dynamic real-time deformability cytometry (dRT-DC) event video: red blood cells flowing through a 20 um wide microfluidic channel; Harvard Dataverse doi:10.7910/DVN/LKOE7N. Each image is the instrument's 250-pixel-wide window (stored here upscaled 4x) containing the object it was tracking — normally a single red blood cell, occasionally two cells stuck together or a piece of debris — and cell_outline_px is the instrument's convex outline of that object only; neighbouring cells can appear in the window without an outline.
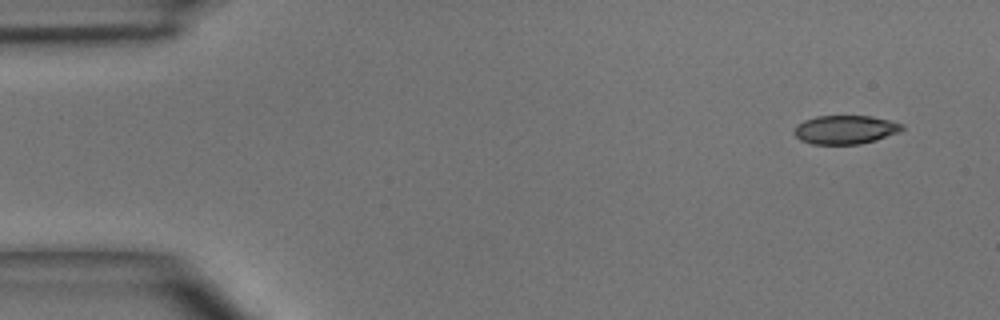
{"species": "common noctule bat (a hibernating species)", "species_latin": "Nyctalus noctula", "temperature_condition": "room temperature", "stored_images_in_passage": 4, "camera_frame_rate_fps": 3000, "um_per_image_px": 0.085, "animal": {"sex": "male", "body_mass_g": 15.6}, "frame": {"image": 1, "passage_image": 1, "time_ms": 0.0, "image_size_px": [1000, 320], "cell_outline_px": [[904, 128], [900, 132], [876, 140], [860, 144], [812, 144], [800, 140], [792, 132], [796, 124], [804, 120], [816, 116], [872, 116], [904, 124]], "centroid_in_image_um": [71.83, 11.02], "position_along_channel_um": 13.2, "area_um2": 18.21}}
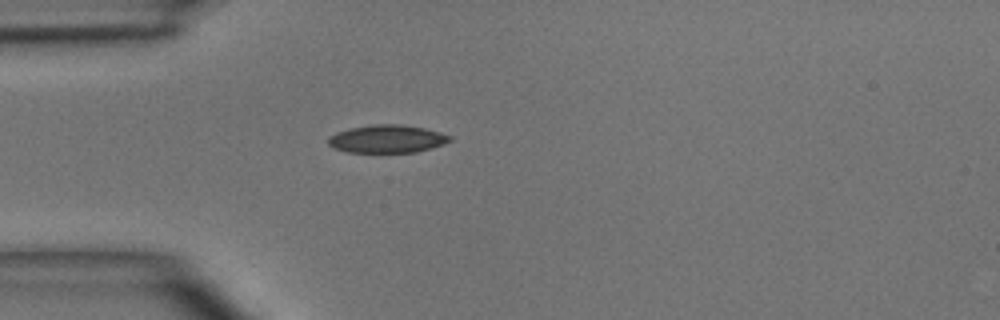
{"frame": {"image": 2, "passage_image": 4, "time_ms": 3.333, "image_size_px": [1000, 320], "cell_outline_px": [[452, 140], [444, 144], [416, 152], [348, 152], [332, 148], [328, 144], [328, 136], [336, 132], [352, 128], [372, 124], [400, 124], [424, 128], [440, 132], [452, 136]], "centroid_in_image_um": [32.89, 11.8], "position_along_channel_um": 52.1, "area_um2": 19.83}}